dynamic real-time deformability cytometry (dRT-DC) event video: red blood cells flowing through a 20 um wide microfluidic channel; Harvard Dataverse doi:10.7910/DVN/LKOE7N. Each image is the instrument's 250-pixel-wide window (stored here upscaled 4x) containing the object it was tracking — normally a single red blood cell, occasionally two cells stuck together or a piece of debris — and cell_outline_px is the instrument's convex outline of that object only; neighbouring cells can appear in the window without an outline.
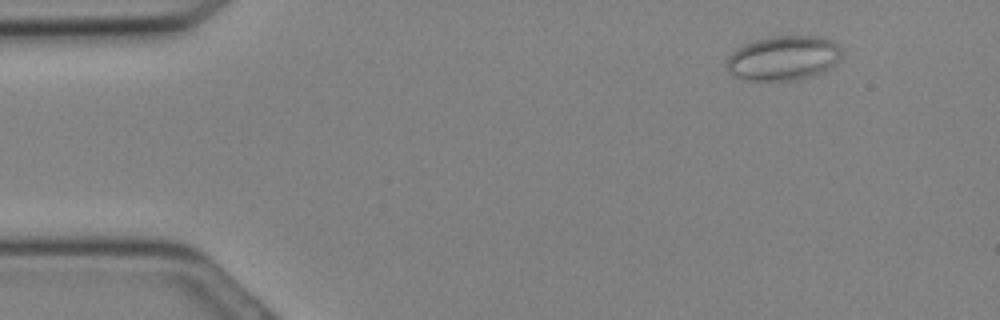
{"species": "Egyptian fruit bat (a non-hibernating species)", "species_latin": "Rousettus aegyptiacus", "temperature_condition": "cold", "stored_images_in_passage": 12, "camera_frame_rate_fps": 3000, "um_per_image_px": 0.085, "animal": {"sex": "female"}, "frame": {"image": 1, "passage_image": 4, "time_ms": 1.0, "image_size_px": [1000, 320], "cell_outline_px": [[840, 60], [824, 72], [812, 76], [796, 80], [744, 80], [732, 76], [728, 72], [728, 56], [736, 48], [756, 40], [772, 36], [820, 36], [832, 40], [840, 48]], "centroid_in_image_um": [66.59, 4.94], "position_along_channel_um": 18.4, "area_um2": 29.94}}
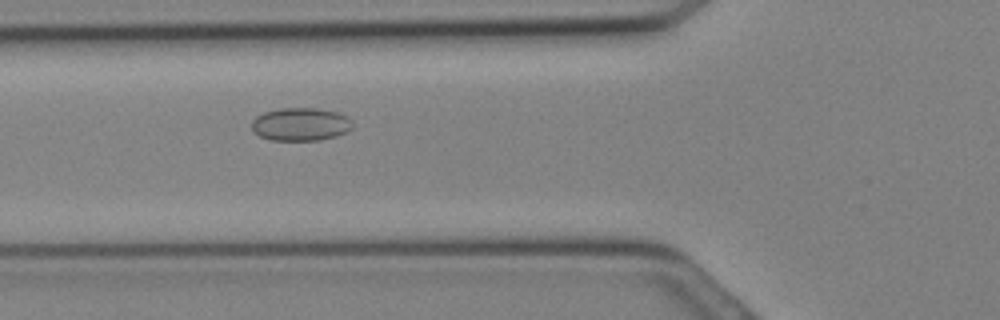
{"frame": {"image": 2, "passage_image": 12, "time_ms": 3.667, "image_size_px": [1000, 320], "cell_outline_px": [[352, 128], [336, 136], [320, 140], [272, 140], [260, 136], [252, 128], [252, 120], [256, 116], [264, 112], [280, 108], [320, 108], [336, 112], [352, 120]], "centroid_in_image_um": [25.54, 10.55], "position_along_channel_um": 100.3, "area_um2": 19.31}}